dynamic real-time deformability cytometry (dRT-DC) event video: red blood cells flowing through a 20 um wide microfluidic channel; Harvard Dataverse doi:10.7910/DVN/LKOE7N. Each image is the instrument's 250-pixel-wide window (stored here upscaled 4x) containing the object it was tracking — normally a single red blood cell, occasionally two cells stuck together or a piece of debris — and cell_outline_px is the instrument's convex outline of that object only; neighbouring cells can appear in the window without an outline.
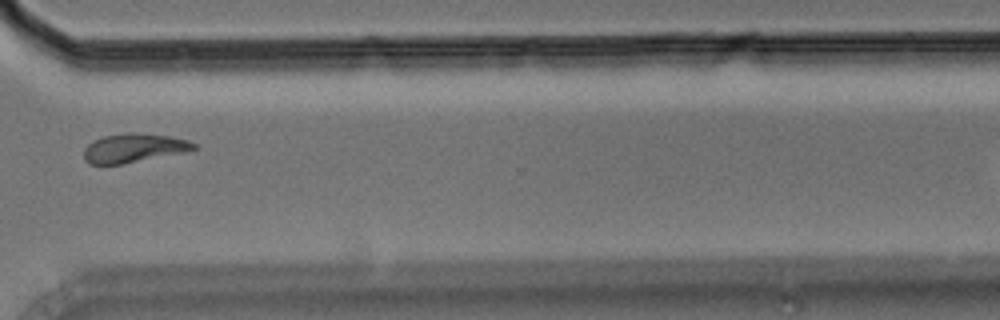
{"species": "Egyptian fruit bat (a non-hibernating species)", "species_latin": "Rousettus aegyptiacus", "temperature_condition": "room temperature", "stored_images_in_passage": 12, "camera_frame_rate_fps": 3000, "um_per_image_px": 0.085, "animal": {"sex": "male"}, "frame": {"image": 1, "passage_image": 10, "time_ms": 3.0, "image_size_px": [1000, 320], "cell_outline_px": [[196, 148], [188, 152], [120, 164], [88, 164], [84, 160], [84, 148], [92, 140], [100, 136], [132, 132], [168, 136], [188, 140], [196, 144]], "centroid_in_image_um": [11.35, 12.58], "position_along_channel_um": 359.3, "area_um2": 18.61}}